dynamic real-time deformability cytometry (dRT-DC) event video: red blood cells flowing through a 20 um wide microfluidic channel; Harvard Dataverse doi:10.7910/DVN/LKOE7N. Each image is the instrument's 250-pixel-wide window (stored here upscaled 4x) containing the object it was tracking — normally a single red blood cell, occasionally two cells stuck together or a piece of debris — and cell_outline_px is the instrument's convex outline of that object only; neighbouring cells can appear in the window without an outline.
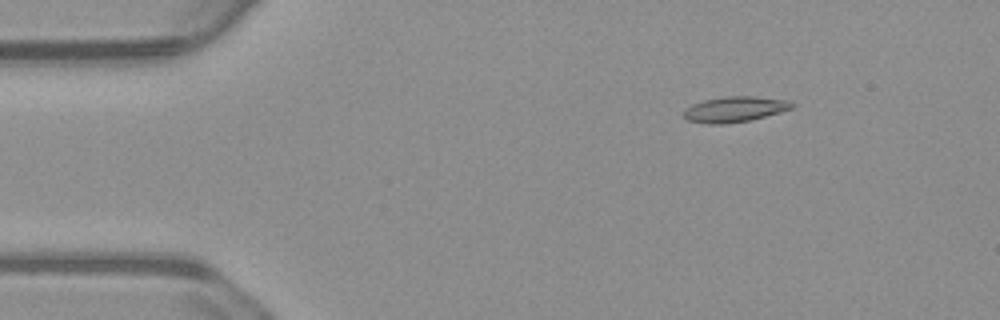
{"species": "common noctule bat (a hibernating species)", "species_latin": "Nyctalus noctula", "temperature_condition": "warm", "stored_images_in_passage": 48, "camera_frame_rate_fps": 3000, "um_per_image_px": 0.085, "animal": {"sex": "male", "body_mass_g": 23.1, "forearm_length_mm": 52.7}, "frame": {"image": 1, "passage_image": 1, "time_ms": 0.0, "image_size_px": [1000, 320], "cell_outline_px": [[796, 104], [792, 108], [780, 112], [752, 120], [724, 124], [708, 124], [688, 120], [684, 116], [684, 108], [692, 104], [704, 100], [724, 96], [756, 96], [792, 100]], "centroid_in_image_um": [62.49, 9.28], "position_along_channel_um": 22.5, "area_um2": 16.36}}
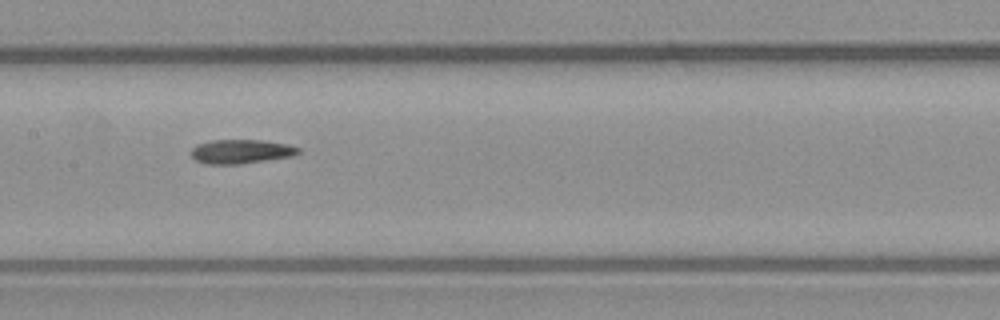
{"frame": {"image": 2, "passage_image": 20, "time_ms": 6.333, "image_size_px": [1000, 320], "cell_outline_px": [[300, 152], [292, 156], [240, 164], [204, 164], [196, 160], [192, 156], [192, 148], [196, 144], [212, 140], [260, 140], [288, 144], [300, 148]], "centroid_in_image_um": [20.48, 12.88], "position_along_channel_um": 186.9, "area_um2": 15.03}}
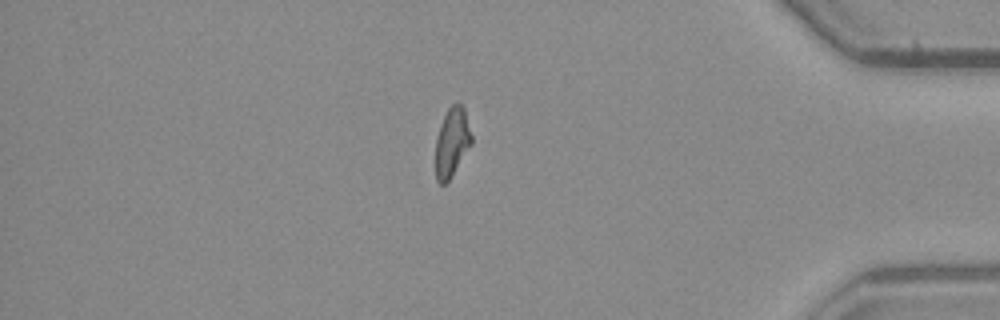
{"frame": {"image": 3, "passage_image": 40, "time_ms": 13.0, "image_size_px": [1000, 320], "cell_outline_px": [[472, 144], [448, 180], [444, 184], [440, 184], [436, 180], [436, 136], [440, 124], [448, 108], [456, 100], [464, 108], [472, 136]], "centroid_in_image_um": [38.41, 12.05], "position_along_channel_um": 396.8, "area_um2": 14.39}, "authors_computed_cell_mechanics": {"area_um2": 15.2303, "velocity_mm_per_s": 3.7331, "shape_relaxation_time_tau1_ms": 10.2807, "shape_relaxation_time_tau2_ms": 3.298, "deformation_change_tau1": 0.2613, "deformation_change_tau2": 0.1246}}